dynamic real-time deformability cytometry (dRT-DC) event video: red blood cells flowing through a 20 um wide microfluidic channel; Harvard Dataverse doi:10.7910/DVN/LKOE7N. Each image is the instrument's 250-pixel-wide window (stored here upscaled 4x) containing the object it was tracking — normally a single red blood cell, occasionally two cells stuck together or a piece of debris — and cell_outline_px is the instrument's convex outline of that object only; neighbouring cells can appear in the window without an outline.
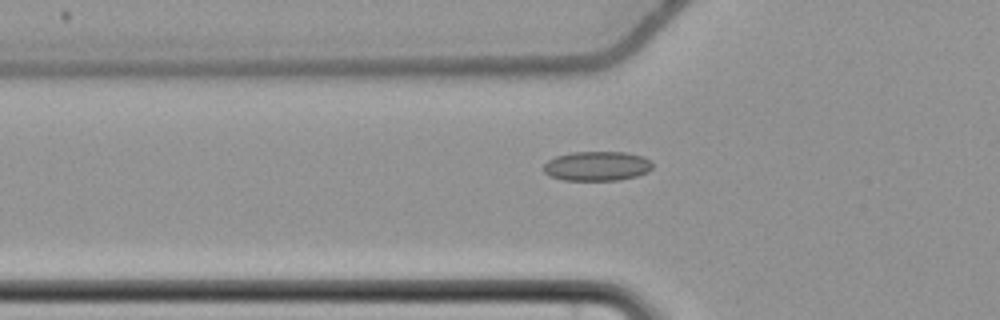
{"species": "common noctule bat (a hibernating species)", "species_latin": "Nyctalus noctula", "temperature_condition": "cold", "stored_images_in_passage": 48, "camera_frame_rate_fps": 3000, "um_per_image_px": 0.085, "animal": {"sex": "female", "body_mass_g": 22.7, "forearm_length_mm": 54.2}, "frame": {"image": 1, "passage_image": 11, "time_ms": 3.333, "image_size_px": [1000, 320], "cell_outline_px": [[652, 168], [648, 172], [636, 176], [620, 180], [564, 180], [552, 176], [544, 172], [544, 164], [548, 160], [556, 156], [572, 152], [624, 152], [644, 156], [652, 160]], "centroid_in_image_um": [50.78, 14.11], "position_along_channel_um": 75.0, "area_um2": 18.79}}
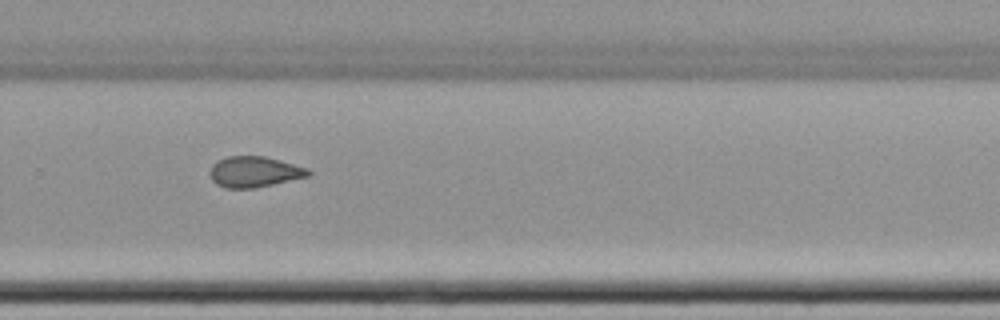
{"frame": {"image": 2, "passage_image": 30, "time_ms": 9.667, "image_size_px": [1000, 320], "cell_outline_px": [[312, 176], [256, 188], [224, 188], [216, 184], [212, 180], [208, 172], [212, 164], [228, 156], [264, 156], [280, 160], [308, 168], [312, 172]], "centroid_in_image_um": [21.64, 14.62], "position_along_channel_um": 308.2, "area_um2": 17.92}}
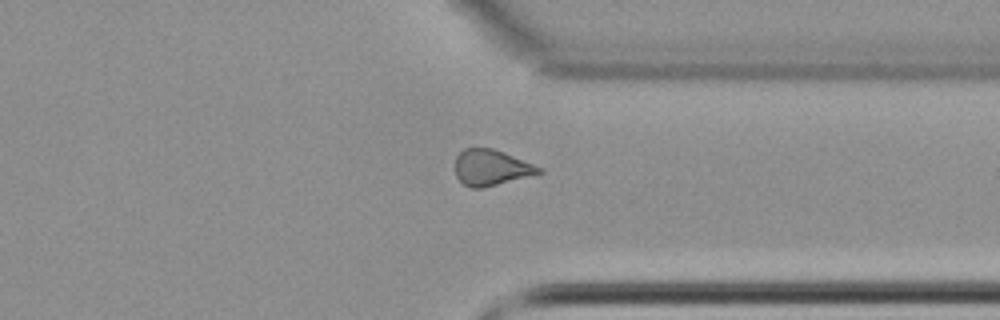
{"frame": {"image": 3, "passage_image": 35, "time_ms": 11.333, "image_size_px": [1000, 320], "cell_outline_px": [[544, 172], [484, 188], [472, 188], [464, 184], [456, 176], [456, 156], [464, 148], [492, 148], [544, 168]], "centroid_in_image_um": [41.76, 14.25], "position_along_channel_um": 369.6, "area_um2": 17.4}, "authors_computed_cell_mechanics": {"area_um2": 18.1492, "velocity_mm_per_s": 3.6826, "shape_relaxation_time_tau1_ms": 8.5805, "shape_relaxation_time_tau2_ms": 3.2287, "deformation_change_tau1": 0.0959, "deformation_change_tau2": 0.1008}}